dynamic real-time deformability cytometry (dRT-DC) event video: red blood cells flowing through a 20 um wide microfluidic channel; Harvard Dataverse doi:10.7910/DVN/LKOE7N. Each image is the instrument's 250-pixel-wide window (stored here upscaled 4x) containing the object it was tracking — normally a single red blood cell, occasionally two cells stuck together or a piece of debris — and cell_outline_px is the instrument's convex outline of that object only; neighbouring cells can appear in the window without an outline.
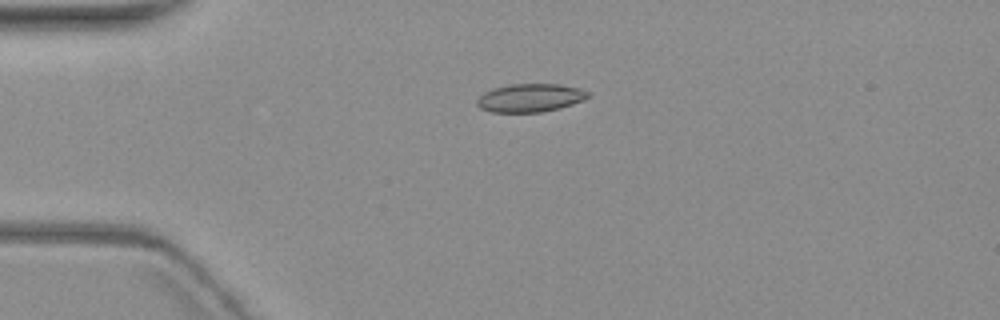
{"species": "common noctule bat (a hibernating species)", "species_latin": "Nyctalus noctula", "temperature_condition": "warm", "stored_images_in_passage": 6, "camera_frame_rate_fps": 3000, "um_per_image_px": 0.085, "animal": {"sex": "female", "body_mass_g": 19.3, "forearm_length_mm": 54.1}, "frame": {"image": 1, "passage_image": 5, "time_ms": 4.667, "image_size_px": [1000, 320], "cell_outline_px": [[592, 96], [572, 104], [560, 108], [540, 112], [492, 112], [480, 108], [476, 104], [476, 100], [484, 92], [496, 88], [512, 84], [560, 84], [580, 88], [588, 92]], "centroid_in_image_um": [45.08, 8.32], "position_along_channel_um": 39.9, "area_um2": 18.21}}